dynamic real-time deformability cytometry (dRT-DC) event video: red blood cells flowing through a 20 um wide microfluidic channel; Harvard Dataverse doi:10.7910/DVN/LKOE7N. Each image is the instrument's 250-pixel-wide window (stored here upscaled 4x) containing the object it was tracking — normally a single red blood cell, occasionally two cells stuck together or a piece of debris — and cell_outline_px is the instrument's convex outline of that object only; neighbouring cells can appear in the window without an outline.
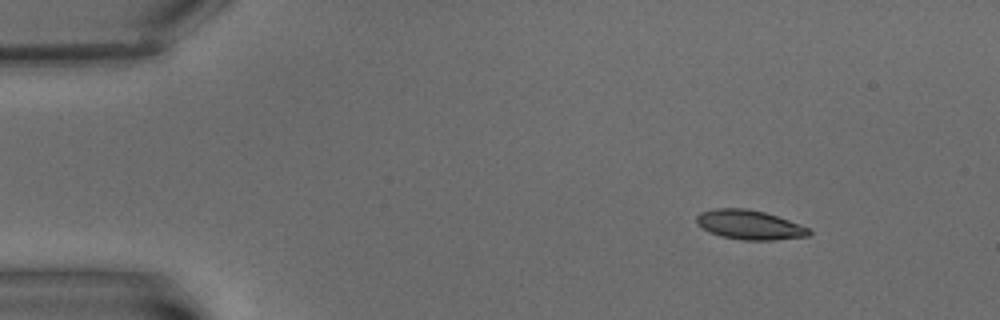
{"species": "common noctule bat (a hibernating species)", "species_latin": "Nyctalus noctula", "temperature_condition": "warm", "stored_images_in_passage": 9, "camera_frame_rate_fps": 3000, "um_per_image_px": 0.085, "animal": {"sex": "male", "body_mass_g": 15.6}, "frame": {"image": 1, "passage_image": 1, "time_ms": 0.0, "image_size_px": [1000, 320], "cell_outline_px": [[812, 232], [808, 236], [772, 240], [744, 240], [720, 236], [696, 224], [696, 216], [700, 212], [716, 208], [748, 208], [764, 212], [788, 220], [808, 228]], "centroid_in_image_um": [63.68, 19.1], "position_along_channel_um": 21.3, "area_um2": 19.07}}
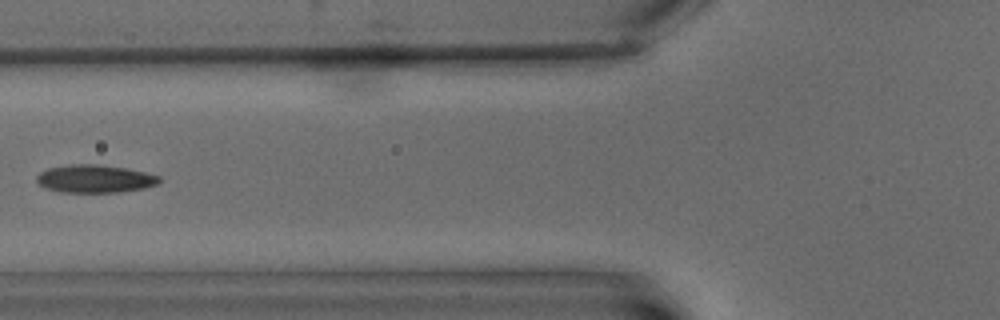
{"frame": {"image": 2, "passage_image": 6, "time_ms": 6.0, "image_size_px": [1000, 320], "cell_outline_px": [[160, 180], [156, 184], [144, 188], [120, 192], [60, 192], [44, 188], [36, 180], [36, 176], [40, 172], [48, 168], [68, 164], [100, 164], [124, 168], [144, 172], [160, 176]], "centroid_in_image_um": [8.02, 15.19], "position_along_channel_um": 117.8, "area_um2": 19.94}}
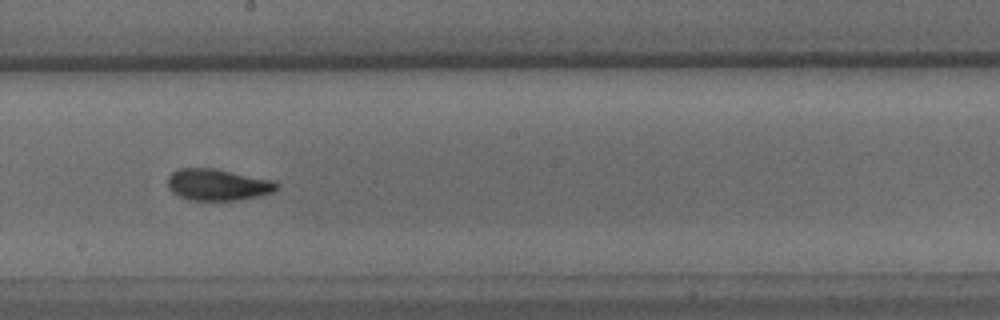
{"frame": {"image": 3, "passage_image": 9, "time_ms": 9.667, "image_size_px": [1000, 320], "cell_outline_px": [[280, 184], [272, 192], [260, 196], [236, 200], [188, 200], [172, 192], [168, 188], [168, 176], [172, 172], [180, 168], [216, 168], [276, 180]], "centroid_in_image_um": [18.53, 15.69], "position_along_channel_um": 229.7, "area_um2": 20.29}}